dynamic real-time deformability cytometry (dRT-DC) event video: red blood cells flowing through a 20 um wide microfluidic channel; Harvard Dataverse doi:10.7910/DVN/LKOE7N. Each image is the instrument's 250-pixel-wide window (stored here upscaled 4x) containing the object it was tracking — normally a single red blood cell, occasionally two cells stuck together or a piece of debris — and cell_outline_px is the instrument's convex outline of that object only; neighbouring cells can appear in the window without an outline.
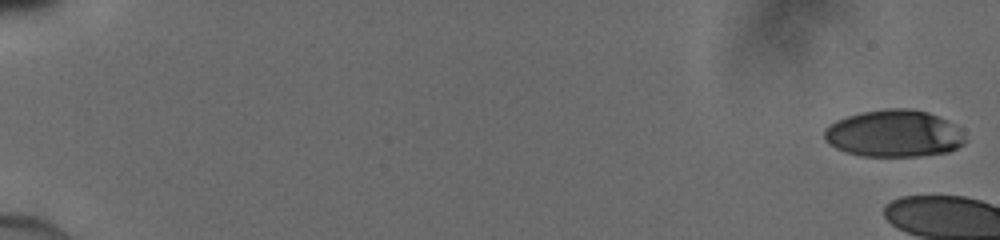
{"species": "human", "species_latin": "Homo sapiens", "temperature_condition": "cold", "stored_images_in_passage": 7, "camera_frame_rate_fps": 3000, "um_per_image_px": 0.085, "donor": {"sex": "male"}, "frame": {"image": 1, "passage_image": 1, "time_ms": 0.0, "image_size_px": [1000, 240], "cell_outline_px": [[964, 144], [948, 152], [920, 156], [860, 156], [844, 152], [828, 144], [824, 140], [824, 128], [828, 124], [836, 120], [860, 112], [888, 108], [908, 108], [928, 112], [944, 120], [964, 136]], "centroid_in_image_um": [75.89, 11.36], "position_along_channel_um": 9.1, "area_um2": 38.44}}